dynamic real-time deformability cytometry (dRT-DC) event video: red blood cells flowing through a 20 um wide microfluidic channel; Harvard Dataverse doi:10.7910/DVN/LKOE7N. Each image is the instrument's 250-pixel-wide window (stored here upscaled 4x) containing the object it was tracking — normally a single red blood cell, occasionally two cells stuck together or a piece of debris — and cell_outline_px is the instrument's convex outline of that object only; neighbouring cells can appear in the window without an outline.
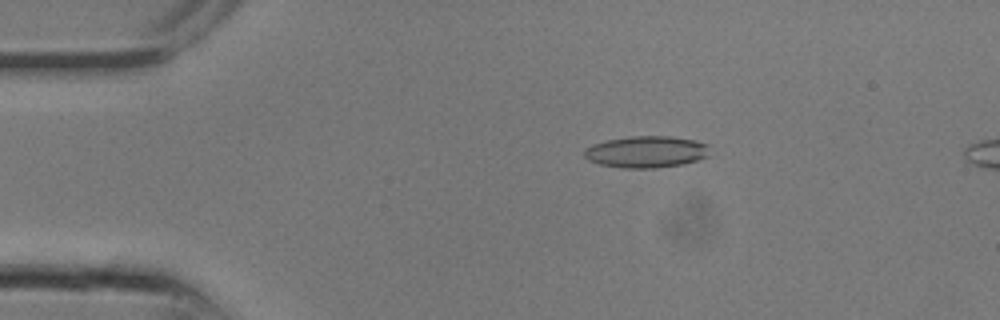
{"species": "common noctule bat (a hibernating species)", "species_latin": "Nyctalus noctula", "temperature_condition": "room temperature", "stored_images_in_passage": 8, "camera_frame_rate_fps": 3000, "um_per_image_px": 0.085, "animal": {"sex": "male", "body_mass_g": 13.3}, "frame": {"image": 1, "passage_image": 2, "time_ms": 0.333, "image_size_px": [1000, 320], "cell_outline_px": [[708, 144], [704, 156], [696, 160], [684, 164], [656, 168], [620, 168], [600, 164], [588, 160], [584, 156], [584, 148], [592, 144], [608, 140], [632, 136], [668, 136], [696, 140]], "centroid_in_image_um": [54.87, 12.91], "position_along_channel_um": 30.1, "area_um2": 23.0}}
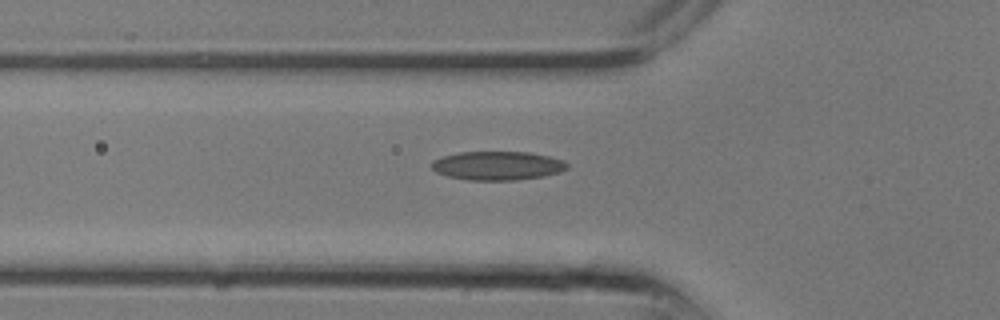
{"frame": {"image": 2, "passage_image": 6, "time_ms": 1.667, "image_size_px": [1000, 320], "cell_outline_px": [[568, 168], [560, 172], [544, 176], [516, 180], [468, 180], [448, 176], [436, 172], [432, 168], [432, 160], [456, 152], [528, 152], [548, 156], [564, 160], [568, 164]], "centroid_in_image_um": [42.3, 14.08], "position_along_channel_um": 83.5, "area_um2": 22.77}}
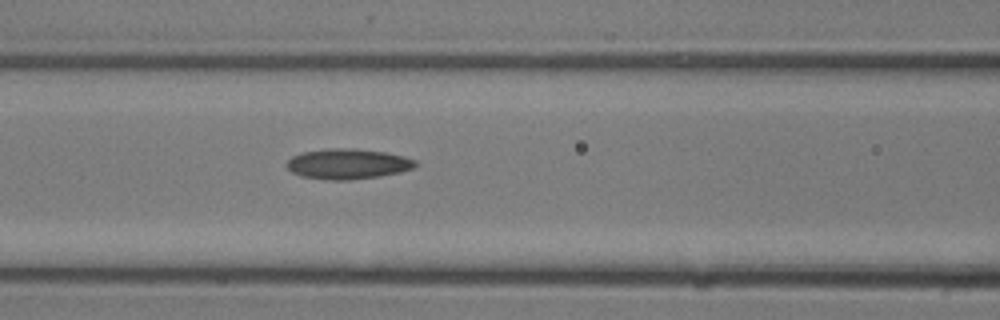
{"frame": {"image": 3, "passage_image": 8, "time_ms": 2.333, "image_size_px": [1000, 320], "cell_outline_px": [[416, 164], [412, 168], [400, 172], [380, 176], [348, 180], [332, 180], [300, 176], [292, 172], [284, 164], [292, 156], [300, 152], [328, 148], [356, 148], [384, 152], [404, 156], [416, 160]], "centroid_in_image_um": [29.52, 13.92], "position_along_channel_um": 137.1, "area_um2": 22.83}}